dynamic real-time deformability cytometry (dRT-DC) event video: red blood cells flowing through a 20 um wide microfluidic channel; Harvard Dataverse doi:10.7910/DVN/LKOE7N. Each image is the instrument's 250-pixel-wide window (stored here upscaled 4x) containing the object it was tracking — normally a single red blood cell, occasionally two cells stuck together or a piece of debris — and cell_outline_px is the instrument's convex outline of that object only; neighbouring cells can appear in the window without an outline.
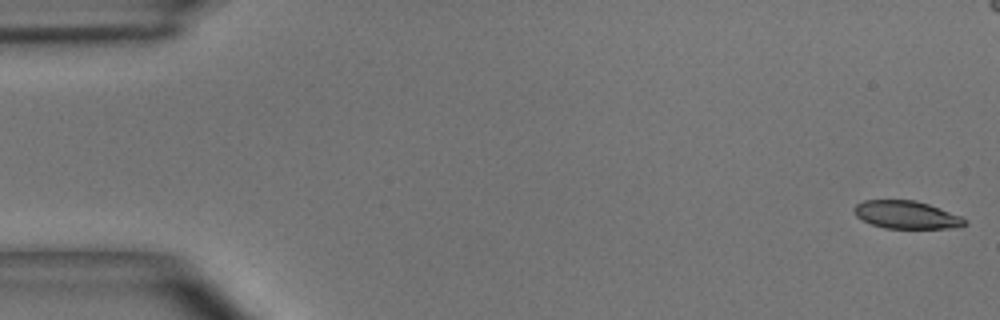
{"species": "common noctule bat (a hibernating species)", "species_latin": "Nyctalus noctula", "temperature_condition": "room temperature", "stored_images_in_passage": 8, "camera_frame_rate_fps": 3000, "um_per_image_px": 0.085, "animal": {"sex": "male", "body_mass_g": 15.6}, "frame": {"image": 1, "passage_image": 1, "time_ms": 0.0, "image_size_px": [1000, 320], "cell_outline_px": [[968, 224], [948, 228], [884, 228], [872, 224], [856, 216], [852, 208], [856, 204], [864, 200], [916, 200], [928, 204], [960, 216], [968, 220]], "centroid_in_image_um": [77.02, 18.25], "position_along_channel_um": 8.0, "area_um2": 17.8}}
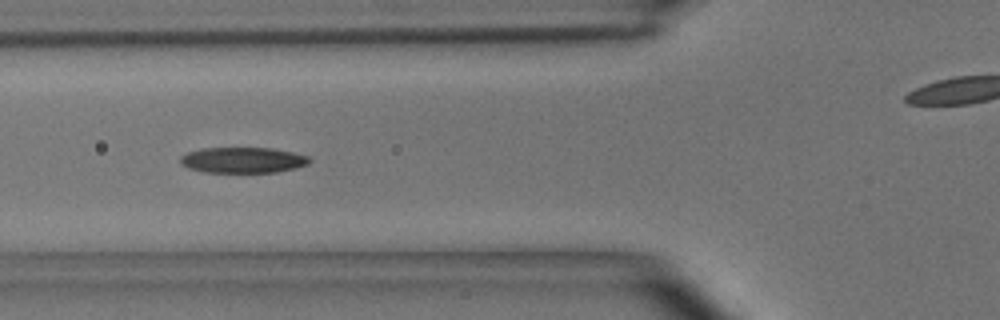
{"frame": {"image": 2, "passage_image": 6, "time_ms": 1.667, "image_size_px": [1000, 320], "cell_outline_px": [[312, 160], [308, 164], [296, 168], [276, 172], [204, 172], [188, 168], [180, 164], [180, 156], [188, 152], [204, 148], [272, 148], [292, 152], [308, 156]], "centroid_in_image_um": [20.64, 13.61], "position_along_channel_um": 105.2, "area_um2": 19.36}}